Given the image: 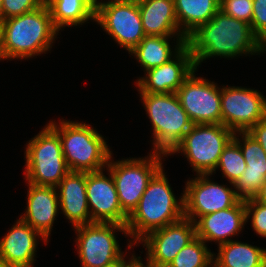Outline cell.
Segmentation results:
<instances>
[{
	"instance_id": "obj_1",
	"label": "cell",
	"mask_w": 266,
	"mask_h": 267,
	"mask_svg": "<svg viewBox=\"0 0 266 267\" xmlns=\"http://www.w3.org/2000/svg\"><path fill=\"white\" fill-rule=\"evenodd\" d=\"M196 68L208 58H236L266 53V47L254 35L251 25L218 11L194 31L186 41Z\"/></svg>"
},
{
	"instance_id": "obj_2",
	"label": "cell",
	"mask_w": 266,
	"mask_h": 267,
	"mask_svg": "<svg viewBox=\"0 0 266 267\" xmlns=\"http://www.w3.org/2000/svg\"><path fill=\"white\" fill-rule=\"evenodd\" d=\"M181 194L178 199L175 197L162 166L150 179L138 206L128 217L129 249L137 246L148 233L184 218V193Z\"/></svg>"
},
{
	"instance_id": "obj_3",
	"label": "cell",
	"mask_w": 266,
	"mask_h": 267,
	"mask_svg": "<svg viewBox=\"0 0 266 267\" xmlns=\"http://www.w3.org/2000/svg\"><path fill=\"white\" fill-rule=\"evenodd\" d=\"M58 33L46 3L29 13L2 20L0 39L3 58L28 60L46 54Z\"/></svg>"
},
{
	"instance_id": "obj_4",
	"label": "cell",
	"mask_w": 266,
	"mask_h": 267,
	"mask_svg": "<svg viewBox=\"0 0 266 267\" xmlns=\"http://www.w3.org/2000/svg\"><path fill=\"white\" fill-rule=\"evenodd\" d=\"M51 120L48 124L59 134L62 152L70 171L105 170L112 151L97 129L83 122Z\"/></svg>"
},
{
	"instance_id": "obj_5",
	"label": "cell",
	"mask_w": 266,
	"mask_h": 267,
	"mask_svg": "<svg viewBox=\"0 0 266 267\" xmlns=\"http://www.w3.org/2000/svg\"><path fill=\"white\" fill-rule=\"evenodd\" d=\"M153 130V152L168 155L193 126L176 93H139Z\"/></svg>"
},
{
	"instance_id": "obj_6",
	"label": "cell",
	"mask_w": 266,
	"mask_h": 267,
	"mask_svg": "<svg viewBox=\"0 0 266 267\" xmlns=\"http://www.w3.org/2000/svg\"><path fill=\"white\" fill-rule=\"evenodd\" d=\"M24 153V177L28 183L56 187L70 171L62 152L60 136L48 123L26 143Z\"/></svg>"
},
{
	"instance_id": "obj_7",
	"label": "cell",
	"mask_w": 266,
	"mask_h": 267,
	"mask_svg": "<svg viewBox=\"0 0 266 267\" xmlns=\"http://www.w3.org/2000/svg\"><path fill=\"white\" fill-rule=\"evenodd\" d=\"M233 135L234 132L223 124H193L168 156L182 153L196 175H213L219 157Z\"/></svg>"
},
{
	"instance_id": "obj_8",
	"label": "cell",
	"mask_w": 266,
	"mask_h": 267,
	"mask_svg": "<svg viewBox=\"0 0 266 267\" xmlns=\"http://www.w3.org/2000/svg\"><path fill=\"white\" fill-rule=\"evenodd\" d=\"M112 156L105 170L111 173L121 209L129 217L138 206L150 179L162 167L163 157L167 155L151 151L145 158L129 157L117 161Z\"/></svg>"
},
{
	"instance_id": "obj_9",
	"label": "cell",
	"mask_w": 266,
	"mask_h": 267,
	"mask_svg": "<svg viewBox=\"0 0 266 267\" xmlns=\"http://www.w3.org/2000/svg\"><path fill=\"white\" fill-rule=\"evenodd\" d=\"M73 229L77 234L75 242L82 267H104L124 254L116 232L128 237L125 225L93 222Z\"/></svg>"
},
{
	"instance_id": "obj_10",
	"label": "cell",
	"mask_w": 266,
	"mask_h": 267,
	"mask_svg": "<svg viewBox=\"0 0 266 267\" xmlns=\"http://www.w3.org/2000/svg\"><path fill=\"white\" fill-rule=\"evenodd\" d=\"M95 22L128 53L146 36L137 0H101L95 8Z\"/></svg>"
},
{
	"instance_id": "obj_11",
	"label": "cell",
	"mask_w": 266,
	"mask_h": 267,
	"mask_svg": "<svg viewBox=\"0 0 266 267\" xmlns=\"http://www.w3.org/2000/svg\"><path fill=\"white\" fill-rule=\"evenodd\" d=\"M266 117V97L244 87L221 88V124L233 132H247Z\"/></svg>"
},
{
	"instance_id": "obj_12",
	"label": "cell",
	"mask_w": 266,
	"mask_h": 267,
	"mask_svg": "<svg viewBox=\"0 0 266 267\" xmlns=\"http://www.w3.org/2000/svg\"><path fill=\"white\" fill-rule=\"evenodd\" d=\"M196 71L176 91L179 102L193 124H221V86L196 77Z\"/></svg>"
},
{
	"instance_id": "obj_13",
	"label": "cell",
	"mask_w": 266,
	"mask_h": 267,
	"mask_svg": "<svg viewBox=\"0 0 266 267\" xmlns=\"http://www.w3.org/2000/svg\"><path fill=\"white\" fill-rule=\"evenodd\" d=\"M210 177L211 174H198L184 186V217L194 223L201 216L233 207L239 201L231 187L209 180Z\"/></svg>"
},
{
	"instance_id": "obj_14",
	"label": "cell",
	"mask_w": 266,
	"mask_h": 267,
	"mask_svg": "<svg viewBox=\"0 0 266 267\" xmlns=\"http://www.w3.org/2000/svg\"><path fill=\"white\" fill-rule=\"evenodd\" d=\"M196 238L195 223L187 218L148 233L138 243L146 246L148 267H167Z\"/></svg>"
},
{
	"instance_id": "obj_15",
	"label": "cell",
	"mask_w": 266,
	"mask_h": 267,
	"mask_svg": "<svg viewBox=\"0 0 266 267\" xmlns=\"http://www.w3.org/2000/svg\"><path fill=\"white\" fill-rule=\"evenodd\" d=\"M86 172V196L93 222L125 225L128 216L122 211L114 179L108 171Z\"/></svg>"
},
{
	"instance_id": "obj_16",
	"label": "cell",
	"mask_w": 266,
	"mask_h": 267,
	"mask_svg": "<svg viewBox=\"0 0 266 267\" xmlns=\"http://www.w3.org/2000/svg\"><path fill=\"white\" fill-rule=\"evenodd\" d=\"M194 69V58L186 45L169 62L146 71L137 79L136 88L139 93H176Z\"/></svg>"
},
{
	"instance_id": "obj_17",
	"label": "cell",
	"mask_w": 266,
	"mask_h": 267,
	"mask_svg": "<svg viewBox=\"0 0 266 267\" xmlns=\"http://www.w3.org/2000/svg\"><path fill=\"white\" fill-rule=\"evenodd\" d=\"M233 139L238 143L243 153L246 168L231 187H233L239 200L254 199L266 177V153L262 146L247 132H234Z\"/></svg>"
},
{
	"instance_id": "obj_18",
	"label": "cell",
	"mask_w": 266,
	"mask_h": 267,
	"mask_svg": "<svg viewBox=\"0 0 266 267\" xmlns=\"http://www.w3.org/2000/svg\"><path fill=\"white\" fill-rule=\"evenodd\" d=\"M41 237V238H40ZM48 242L20 217L0 240V258L7 267H33L37 245ZM38 239V240H37Z\"/></svg>"
},
{
	"instance_id": "obj_19",
	"label": "cell",
	"mask_w": 266,
	"mask_h": 267,
	"mask_svg": "<svg viewBox=\"0 0 266 267\" xmlns=\"http://www.w3.org/2000/svg\"><path fill=\"white\" fill-rule=\"evenodd\" d=\"M245 225V201L239 200L233 207L201 216L195 222L196 237L219 246L238 236Z\"/></svg>"
},
{
	"instance_id": "obj_20",
	"label": "cell",
	"mask_w": 266,
	"mask_h": 267,
	"mask_svg": "<svg viewBox=\"0 0 266 267\" xmlns=\"http://www.w3.org/2000/svg\"><path fill=\"white\" fill-rule=\"evenodd\" d=\"M27 184V207L20 218L48 242L54 221L59 213L57 189L52 186Z\"/></svg>"
},
{
	"instance_id": "obj_21",
	"label": "cell",
	"mask_w": 266,
	"mask_h": 267,
	"mask_svg": "<svg viewBox=\"0 0 266 267\" xmlns=\"http://www.w3.org/2000/svg\"><path fill=\"white\" fill-rule=\"evenodd\" d=\"M56 189L59 210L73 227L92 223L86 196V172L69 171Z\"/></svg>"
},
{
	"instance_id": "obj_22",
	"label": "cell",
	"mask_w": 266,
	"mask_h": 267,
	"mask_svg": "<svg viewBox=\"0 0 266 267\" xmlns=\"http://www.w3.org/2000/svg\"><path fill=\"white\" fill-rule=\"evenodd\" d=\"M146 36H183L175 14L174 0H137Z\"/></svg>"
},
{
	"instance_id": "obj_23",
	"label": "cell",
	"mask_w": 266,
	"mask_h": 267,
	"mask_svg": "<svg viewBox=\"0 0 266 267\" xmlns=\"http://www.w3.org/2000/svg\"><path fill=\"white\" fill-rule=\"evenodd\" d=\"M176 37V45L171 49L169 43ZM170 38V40H169ZM187 39L184 36H145L140 43L129 53L146 72L173 59L182 48L186 46Z\"/></svg>"
},
{
	"instance_id": "obj_24",
	"label": "cell",
	"mask_w": 266,
	"mask_h": 267,
	"mask_svg": "<svg viewBox=\"0 0 266 267\" xmlns=\"http://www.w3.org/2000/svg\"><path fill=\"white\" fill-rule=\"evenodd\" d=\"M179 29L187 39L220 10V0H174Z\"/></svg>"
},
{
	"instance_id": "obj_25",
	"label": "cell",
	"mask_w": 266,
	"mask_h": 267,
	"mask_svg": "<svg viewBox=\"0 0 266 267\" xmlns=\"http://www.w3.org/2000/svg\"><path fill=\"white\" fill-rule=\"evenodd\" d=\"M213 263L217 267H266V249L231 240L218 246Z\"/></svg>"
},
{
	"instance_id": "obj_26",
	"label": "cell",
	"mask_w": 266,
	"mask_h": 267,
	"mask_svg": "<svg viewBox=\"0 0 266 267\" xmlns=\"http://www.w3.org/2000/svg\"><path fill=\"white\" fill-rule=\"evenodd\" d=\"M45 3L59 31L65 27L84 25L89 20L95 22L96 7L93 0H45Z\"/></svg>"
},
{
	"instance_id": "obj_27",
	"label": "cell",
	"mask_w": 266,
	"mask_h": 267,
	"mask_svg": "<svg viewBox=\"0 0 266 267\" xmlns=\"http://www.w3.org/2000/svg\"><path fill=\"white\" fill-rule=\"evenodd\" d=\"M213 254L206 243L196 237L180 250L167 267H210Z\"/></svg>"
},
{
	"instance_id": "obj_28",
	"label": "cell",
	"mask_w": 266,
	"mask_h": 267,
	"mask_svg": "<svg viewBox=\"0 0 266 267\" xmlns=\"http://www.w3.org/2000/svg\"><path fill=\"white\" fill-rule=\"evenodd\" d=\"M245 168L246 162L243 153L238 143L232 138L223 149L216 170L220 169L223 177L228 179L230 185H233L245 171Z\"/></svg>"
},
{
	"instance_id": "obj_29",
	"label": "cell",
	"mask_w": 266,
	"mask_h": 267,
	"mask_svg": "<svg viewBox=\"0 0 266 267\" xmlns=\"http://www.w3.org/2000/svg\"><path fill=\"white\" fill-rule=\"evenodd\" d=\"M246 223L251 218V226L255 233L266 238V204L255 199L245 201Z\"/></svg>"
},
{
	"instance_id": "obj_30",
	"label": "cell",
	"mask_w": 266,
	"mask_h": 267,
	"mask_svg": "<svg viewBox=\"0 0 266 267\" xmlns=\"http://www.w3.org/2000/svg\"><path fill=\"white\" fill-rule=\"evenodd\" d=\"M253 0H220V11L225 15L251 24Z\"/></svg>"
},
{
	"instance_id": "obj_31",
	"label": "cell",
	"mask_w": 266,
	"mask_h": 267,
	"mask_svg": "<svg viewBox=\"0 0 266 267\" xmlns=\"http://www.w3.org/2000/svg\"><path fill=\"white\" fill-rule=\"evenodd\" d=\"M44 3L45 0H2V20L34 11Z\"/></svg>"
},
{
	"instance_id": "obj_32",
	"label": "cell",
	"mask_w": 266,
	"mask_h": 267,
	"mask_svg": "<svg viewBox=\"0 0 266 267\" xmlns=\"http://www.w3.org/2000/svg\"><path fill=\"white\" fill-rule=\"evenodd\" d=\"M251 29L266 47V0H253Z\"/></svg>"
},
{
	"instance_id": "obj_33",
	"label": "cell",
	"mask_w": 266,
	"mask_h": 267,
	"mask_svg": "<svg viewBox=\"0 0 266 267\" xmlns=\"http://www.w3.org/2000/svg\"><path fill=\"white\" fill-rule=\"evenodd\" d=\"M247 133L262 146L266 153V117L251 127Z\"/></svg>"
},
{
	"instance_id": "obj_34",
	"label": "cell",
	"mask_w": 266,
	"mask_h": 267,
	"mask_svg": "<svg viewBox=\"0 0 266 267\" xmlns=\"http://www.w3.org/2000/svg\"><path fill=\"white\" fill-rule=\"evenodd\" d=\"M129 260L127 261L125 255L123 254L121 257L116 259L114 262L105 265L104 267H134L142 258L141 256H135L132 254Z\"/></svg>"
},
{
	"instance_id": "obj_35",
	"label": "cell",
	"mask_w": 266,
	"mask_h": 267,
	"mask_svg": "<svg viewBox=\"0 0 266 267\" xmlns=\"http://www.w3.org/2000/svg\"><path fill=\"white\" fill-rule=\"evenodd\" d=\"M254 199L260 203L266 204V177L259 192L257 193V196Z\"/></svg>"
},
{
	"instance_id": "obj_36",
	"label": "cell",
	"mask_w": 266,
	"mask_h": 267,
	"mask_svg": "<svg viewBox=\"0 0 266 267\" xmlns=\"http://www.w3.org/2000/svg\"><path fill=\"white\" fill-rule=\"evenodd\" d=\"M134 267H148L142 260H140Z\"/></svg>"
},
{
	"instance_id": "obj_37",
	"label": "cell",
	"mask_w": 266,
	"mask_h": 267,
	"mask_svg": "<svg viewBox=\"0 0 266 267\" xmlns=\"http://www.w3.org/2000/svg\"><path fill=\"white\" fill-rule=\"evenodd\" d=\"M2 21V0H0V22Z\"/></svg>"
},
{
	"instance_id": "obj_38",
	"label": "cell",
	"mask_w": 266,
	"mask_h": 267,
	"mask_svg": "<svg viewBox=\"0 0 266 267\" xmlns=\"http://www.w3.org/2000/svg\"><path fill=\"white\" fill-rule=\"evenodd\" d=\"M0 267H7L5 262L0 258Z\"/></svg>"
},
{
	"instance_id": "obj_39",
	"label": "cell",
	"mask_w": 266,
	"mask_h": 267,
	"mask_svg": "<svg viewBox=\"0 0 266 267\" xmlns=\"http://www.w3.org/2000/svg\"><path fill=\"white\" fill-rule=\"evenodd\" d=\"M1 60H4V58H3V55H2V52H1V39H0V61Z\"/></svg>"
},
{
	"instance_id": "obj_40",
	"label": "cell",
	"mask_w": 266,
	"mask_h": 267,
	"mask_svg": "<svg viewBox=\"0 0 266 267\" xmlns=\"http://www.w3.org/2000/svg\"><path fill=\"white\" fill-rule=\"evenodd\" d=\"M108 1H110V0H108ZM93 2H94V4H95V7L98 5V4H100V0H93Z\"/></svg>"
},
{
	"instance_id": "obj_41",
	"label": "cell",
	"mask_w": 266,
	"mask_h": 267,
	"mask_svg": "<svg viewBox=\"0 0 266 267\" xmlns=\"http://www.w3.org/2000/svg\"><path fill=\"white\" fill-rule=\"evenodd\" d=\"M210 267H217L214 263Z\"/></svg>"
}]
</instances>
